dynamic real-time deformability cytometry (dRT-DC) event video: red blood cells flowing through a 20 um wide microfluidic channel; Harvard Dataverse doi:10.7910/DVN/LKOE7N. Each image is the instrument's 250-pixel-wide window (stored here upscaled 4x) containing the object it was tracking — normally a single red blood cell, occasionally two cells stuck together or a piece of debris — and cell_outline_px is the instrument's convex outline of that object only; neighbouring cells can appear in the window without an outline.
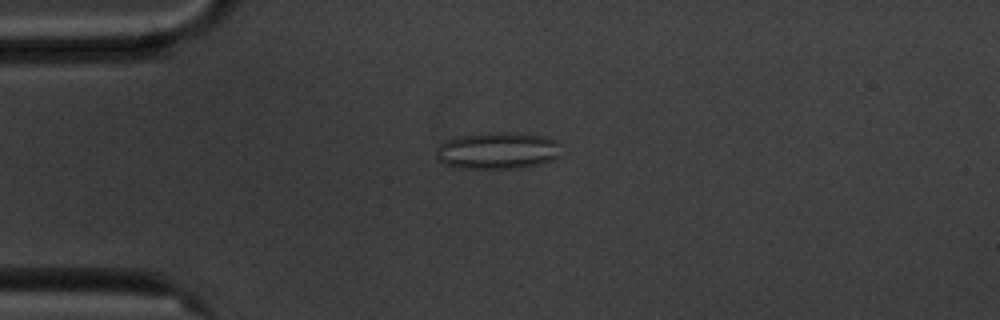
{"species": "common noctule bat (a hibernating species)", "species_latin": "Nyctalus noctula", "temperature_condition": "cold", "stored_images_in_passage": 56, "camera_frame_rate_fps": 3000, "um_per_image_px": 0.085, "animal": {"sex": "male", "body_mass_g": 20.1, "forearm_length_mm": 53.5}, "frame": {"image": 1, "passage_image": 14, "time_ms": 4.333, "image_size_px": [1000, 320], "cell_outline_px": [[560, 156], [552, 160], [540, 164], [516, 168], [460, 168], [444, 164], [436, 156], [436, 148], [440, 144], [448, 140], [460, 136], [500, 132], [508, 132], [544, 136], [556, 140], [560, 144]], "centroid_in_image_um": [42.32, 12.81], "position_along_channel_um": 42.7, "area_um2": 26.7}}
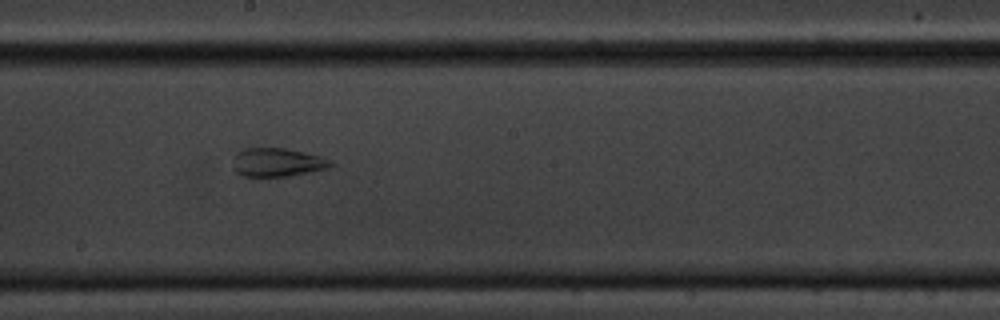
{"frame": {"image": 2, "passage_image": 31, "time_ms": 10.0, "image_size_px": [1000, 320], "cell_outline_px": [[336, 164], [328, 168], [288, 176], [244, 176], [236, 172], [232, 168], [236, 152], [244, 148], [284, 148], [320, 156], [332, 160]], "centroid_in_image_um": [23.57, 13.79], "position_along_channel_um": 224.6, "area_um2": 16.24}}
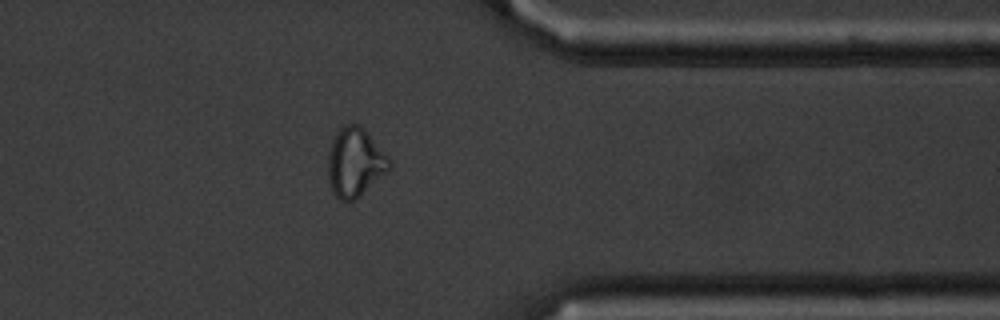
{"frame": {"image": 3, "passage_image": 45, "time_ms": 14.667, "image_size_px": [1000, 320], "cell_outline_px": [[392, 164], [356, 200], [340, 200], [332, 192], [328, 176], [328, 152], [332, 140], [336, 132], [344, 124], [356, 124], [364, 128], [392, 160]], "centroid_in_image_um": [30.15, 13.78], "position_along_channel_um": 381.2, "area_um2": 24.39}}